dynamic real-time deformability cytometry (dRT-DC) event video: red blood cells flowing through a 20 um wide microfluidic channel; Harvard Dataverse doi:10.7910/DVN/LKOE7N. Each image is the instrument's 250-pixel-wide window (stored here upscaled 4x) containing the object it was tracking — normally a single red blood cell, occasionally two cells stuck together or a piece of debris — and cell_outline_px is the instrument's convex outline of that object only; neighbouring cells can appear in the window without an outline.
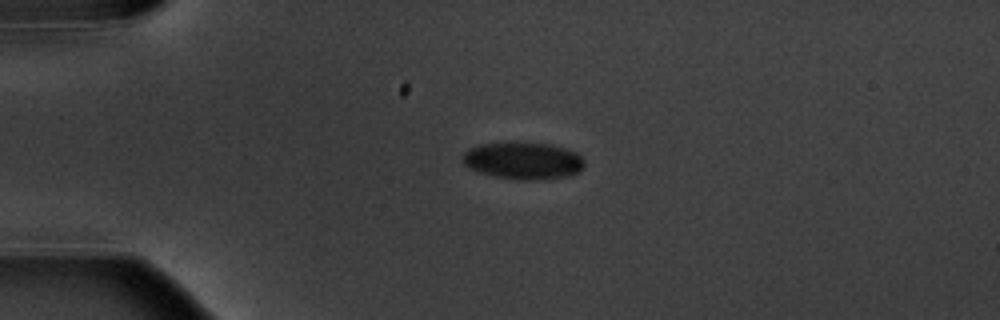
{"species": "common noctule bat (a hibernating species)", "species_latin": "Nyctalus noctula", "temperature_condition": "warm", "stored_images_in_passage": 4, "camera_frame_rate_fps": 3000, "um_per_image_px": 0.085, "animal": {"sex": "male", "body_mass_g": 20.1, "forearm_length_mm": 53.5}, "frame": {"image": 1, "passage_image": 3, "time_ms": 2.333, "image_size_px": [1000, 320], "cell_outline_px": [[584, 164], [580, 172], [568, 176], [544, 180], [520, 180], [496, 176], [480, 172], [464, 164], [464, 152], [468, 148], [480, 144], [504, 140], [516, 140], [548, 144], [564, 148], [576, 152], [584, 160]], "centroid_in_image_um": [44.48, 13.62], "position_along_channel_um": 40.5, "area_um2": 26.93}}